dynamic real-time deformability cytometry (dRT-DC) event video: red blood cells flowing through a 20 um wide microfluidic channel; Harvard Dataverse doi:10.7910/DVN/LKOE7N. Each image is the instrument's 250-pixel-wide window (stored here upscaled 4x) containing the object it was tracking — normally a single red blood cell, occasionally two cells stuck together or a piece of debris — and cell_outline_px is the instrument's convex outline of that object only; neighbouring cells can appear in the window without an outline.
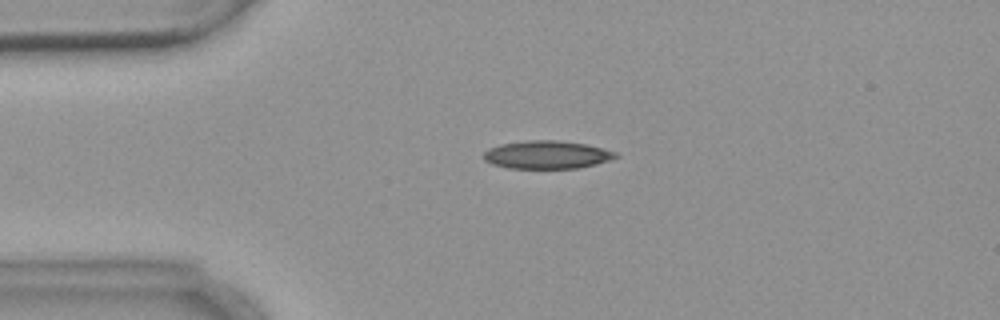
{"species": "common noctule bat (a hibernating species)", "species_latin": "Nyctalus noctula", "temperature_condition": "warm", "stored_images_in_passage": 6, "camera_frame_rate_fps": 3000, "um_per_image_px": 0.085, "animal": {"sex": "female", "body_mass_g": 18.4}, "frame": {"image": 1, "passage_image": 4, "time_ms": 3.333, "image_size_px": [1000, 320], "cell_outline_px": [[620, 156], [596, 164], [576, 168], [508, 168], [492, 164], [484, 160], [484, 152], [488, 148], [500, 144], [528, 140], [556, 140], [584, 144], [616, 152]], "centroid_in_image_um": [46.45, 13.15], "position_along_channel_um": 38.6, "area_um2": 21.39}}